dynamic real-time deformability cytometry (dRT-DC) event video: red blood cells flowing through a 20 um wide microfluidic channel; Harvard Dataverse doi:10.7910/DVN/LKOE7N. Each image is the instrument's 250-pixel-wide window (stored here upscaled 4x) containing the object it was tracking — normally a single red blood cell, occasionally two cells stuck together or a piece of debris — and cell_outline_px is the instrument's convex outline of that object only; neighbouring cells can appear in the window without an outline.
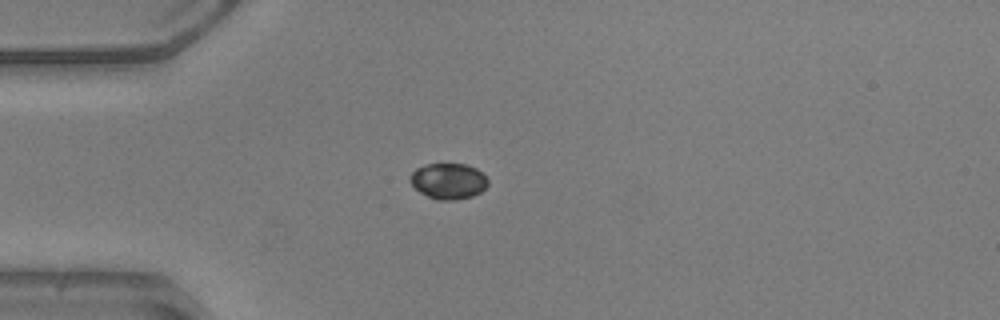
{"species": "common noctule bat (a hibernating species)", "species_latin": "Nyctalus noctula", "temperature_condition": "warm", "stored_images_in_passage": 52, "camera_frame_rate_fps": 3000, "um_per_image_px": 0.085, "animal": {"sex": "male", "body_mass_g": 20.5, "forearm_length_mm": 52.5}, "frame": {"image": 1, "passage_image": 14, "time_ms": 4.333, "image_size_px": [1000, 320], "cell_outline_px": [[488, 184], [480, 192], [472, 196], [452, 200], [436, 200], [420, 192], [408, 180], [408, 176], [416, 168], [424, 164], [464, 164], [476, 168], [488, 180]], "centroid_in_image_um": [38.07, 15.39], "position_along_channel_um": 46.9, "area_um2": 16.18}}
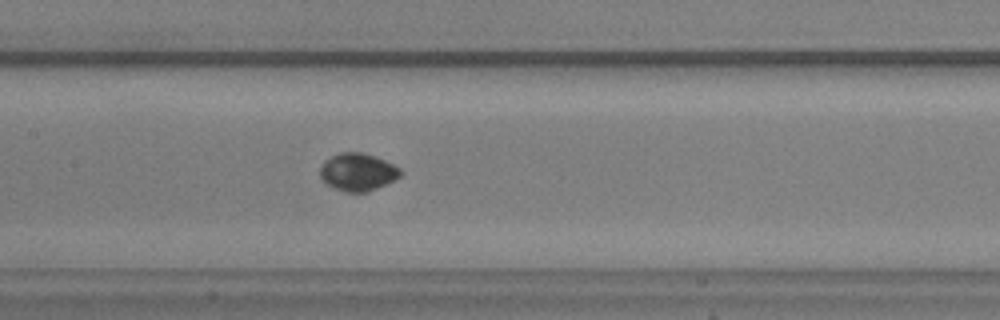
{"frame": {"image": 2, "passage_image": 25, "time_ms": 8.0, "image_size_px": [1000, 320], "cell_outline_px": [[404, 172], [400, 176], [368, 192], [344, 192], [320, 180], [320, 168], [324, 160], [340, 152], [360, 152], [376, 156], [400, 168]], "centroid_in_image_um": [30.39, 14.61], "position_along_channel_um": 177.0, "area_um2": 17.57}}
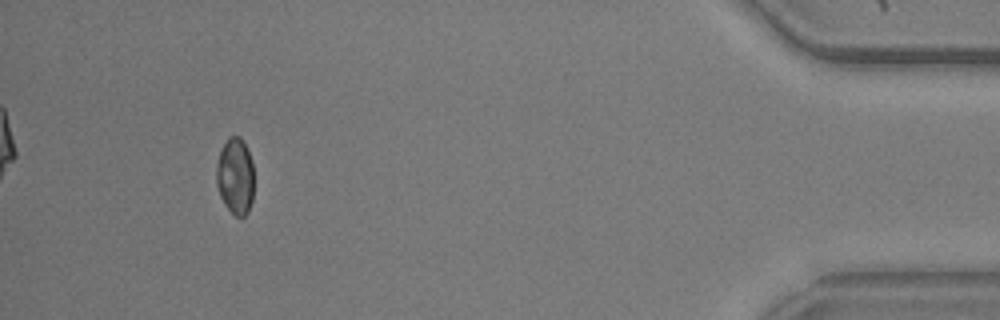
{"frame": {"image": 3, "passage_image": 48, "time_ms": 15.667, "image_size_px": [1000, 320], "cell_outline_px": [[252, 200], [248, 212], [244, 216], [236, 216], [224, 204], [220, 196], [216, 184], [216, 164], [220, 152], [228, 136], [240, 136], [252, 160]], "centroid_in_image_um": [19.97, 14.97], "position_along_channel_um": 415.2, "area_um2": 16.59}, "authors_computed_cell_mechanics": {"area_um2": 16.7331, "velocity_mm_per_s": 3.9554, "shape_relaxation_time_tau1_ms": 4.7086, "shape_relaxation_time_tau2_ms": null, "deformation_change_tau1": 0.092, "deformation_change_tau2": null}}